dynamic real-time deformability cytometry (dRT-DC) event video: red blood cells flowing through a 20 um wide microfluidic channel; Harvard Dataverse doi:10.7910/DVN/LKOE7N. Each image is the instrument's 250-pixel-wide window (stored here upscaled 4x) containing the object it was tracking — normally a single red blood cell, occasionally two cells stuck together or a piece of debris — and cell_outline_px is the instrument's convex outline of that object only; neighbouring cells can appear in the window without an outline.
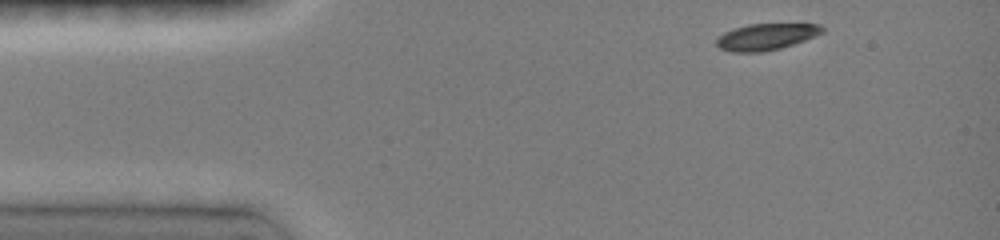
{"species": "common noctule bat (a hibernating species)", "species_latin": "Nyctalus noctula", "temperature_condition": "room temperature", "stored_images_in_passage": 17, "camera_frame_rate_fps": 3000, "um_per_image_px": 0.085, "animal": {"sex": "female", "body_mass_g": 19.0, "forearm_length_mm": 51.5}, "frame": {"image": 1, "passage_image": 1, "time_ms": 0.0, "image_size_px": [1000, 240], "cell_outline_px": [[824, 32], [804, 40], [780, 48], [760, 52], [732, 52], [720, 48], [716, 44], [716, 36], [732, 28], [748, 24], [820, 24], [824, 28]], "centroid_in_image_um": [65.07, 3.12], "position_along_channel_um": 19.9, "area_um2": 16.3}}
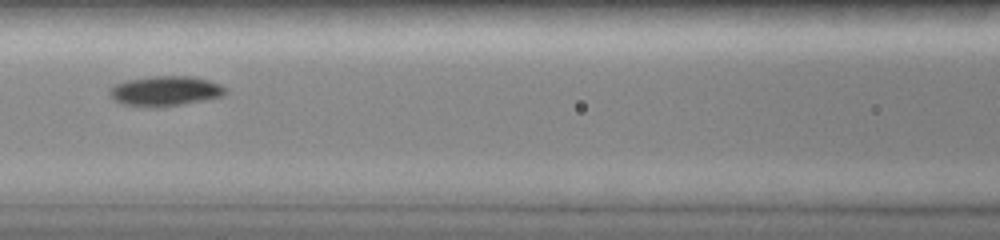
{"frame": {"image": 2, "passage_image": 11, "time_ms": 5.0, "image_size_px": [1000, 240], "cell_outline_px": [[228, 92], [224, 96], [204, 100], [156, 108], [152, 108], [124, 104], [112, 100], [108, 92], [112, 84], [124, 80], [152, 76], [192, 76], [208, 80], [220, 84], [228, 88]], "centroid_in_image_um": [14.02, 7.73], "position_along_channel_um": 152.6, "area_um2": 20.63}}
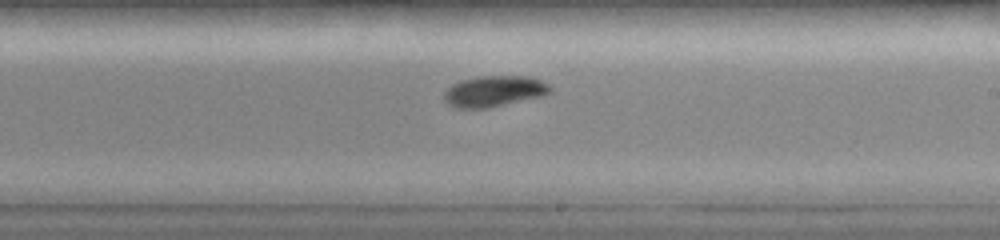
{"frame": {"image": 3, "passage_image": 16, "time_ms": 7.333, "image_size_px": [1000, 240], "cell_outline_px": [[552, 92], [540, 96], [488, 108], [456, 108], [448, 104], [444, 100], [444, 92], [452, 84], [460, 80], [476, 76], [528, 76], [540, 80], [548, 84], [552, 88]], "centroid_in_image_um": [41.97, 7.74], "position_along_channel_um": 247.0, "area_um2": 19.13}}